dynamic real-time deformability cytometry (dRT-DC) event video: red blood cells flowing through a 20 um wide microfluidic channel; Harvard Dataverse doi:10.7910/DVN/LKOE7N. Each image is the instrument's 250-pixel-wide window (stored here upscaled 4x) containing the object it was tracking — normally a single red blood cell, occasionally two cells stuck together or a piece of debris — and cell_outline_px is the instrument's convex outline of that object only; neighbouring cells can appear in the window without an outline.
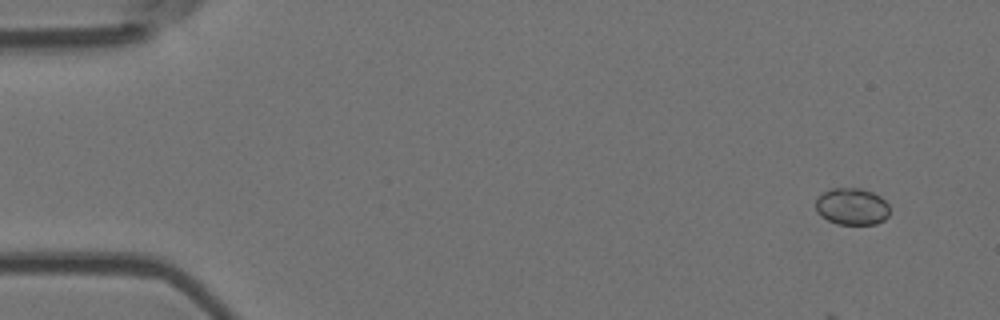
{"species": "Egyptian fruit bat (a non-hibernating species)", "species_latin": "Rousettus aegyptiacus", "temperature_condition": "room temperature", "stored_images_in_passage": 8, "camera_frame_rate_fps": 3000, "um_per_image_px": 0.085, "animal": {"sex": "female"}, "frame": {"image": 1, "passage_image": 1, "time_ms": 0.0, "image_size_px": [1000, 320], "cell_outline_px": [[888, 216], [884, 220], [876, 224], [836, 224], [820, 216], [816, 212], [816, 196], [832, 188], [860, 188], [872, 192], [880, 196], [888, 204]], "centroid_in_image_um": [72.38, 17.55], "position_along_channel_um": 12.6, "area_um2": 16.01}}
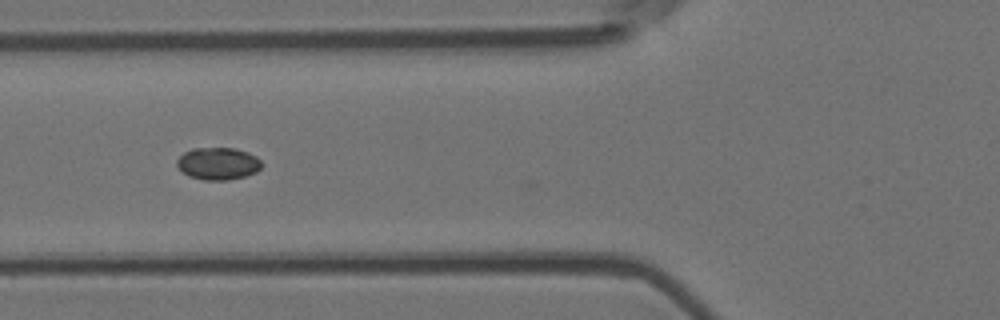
{"frame": {"image": 2, "passage_image": 6, "time_ms": 1.667, "image_size_px": [1000, 320], "cell_outline_px": [[260, 168], [256, 172], [244, 176], [228, 180], [204, 180], [188, 176], [176, 164], [176, 160], [184, 152], [192, 148], [236, 148], [248, 152], [256, 156], [260, 160]], "centroid_in_image_um": [18.52, 13.9], "position_along_channel_um": 107.3, "area_um2": 15.9}}
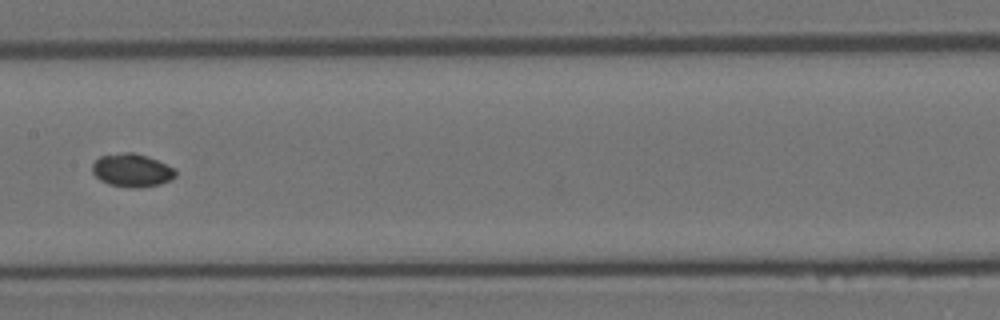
{"frame": {"image": 3, "passage_image": 8, "time_ms": 2.333, "image_size_px": [1000, 320], "cell_outline_px": [[176, 176], [172, 180], [160, 184], [140, 188], [132, 188], [108, 184], [100, 180], [92, 172], [92, 164], [100, 156], [124, 152], [132, 152], [148, 156], [176, 168]], "centroid_in_image_um": [11.24, 14.48], "position_along_channel_um": 196.2, "area_um2": 16.3}}